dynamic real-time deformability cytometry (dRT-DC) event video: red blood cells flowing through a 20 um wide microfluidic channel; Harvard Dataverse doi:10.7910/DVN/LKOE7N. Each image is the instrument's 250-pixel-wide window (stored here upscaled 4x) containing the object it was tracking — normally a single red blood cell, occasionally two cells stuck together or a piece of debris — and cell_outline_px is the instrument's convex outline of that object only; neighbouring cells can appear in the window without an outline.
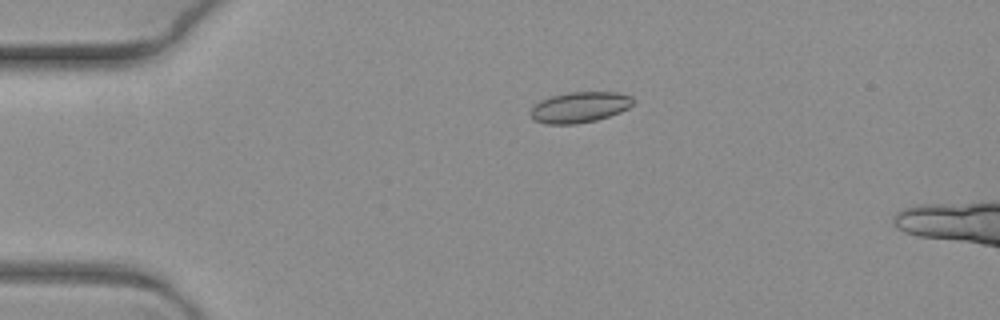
{"species": "common noctule bat (a hibernating species)", "species_latin": "Nyctalus noctula", "temperature_condition": "warm", "stored_images_in_passage": 5, "camera_frame_rate_fps": 3000, "um_per_image_px": 0.085, "animal": {"sex": "female", "body_mass_g": 19.3, "forearm_length_mm": 54.1}, "frame": {"image": 1, "passage_image": 4, "time_ms": 1.0, "image_size_px": [1000, 320], "cell_outline_px": [[636, 100], [628, 108], [620, 112], [596, 120], [576, 124], [544, 124], [536, 120], [528, 112], [540, 100], [552, 96], [568, 92], [616, 92], [632, 96]], "centroid_in_image_um": [49.28, 9.11], "position_along_channel_um": 35.7, "area_um2": 18.38}}